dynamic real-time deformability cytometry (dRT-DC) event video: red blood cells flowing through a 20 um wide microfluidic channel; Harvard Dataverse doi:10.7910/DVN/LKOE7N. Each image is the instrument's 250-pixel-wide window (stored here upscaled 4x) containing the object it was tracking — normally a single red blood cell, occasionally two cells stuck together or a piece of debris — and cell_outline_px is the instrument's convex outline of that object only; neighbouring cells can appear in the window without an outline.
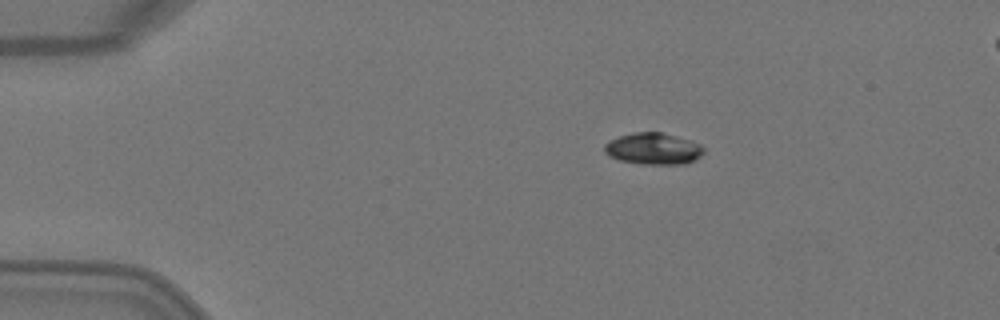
{"species": "Egyptian fruit bat (a non-hibernating species)", "species_latin": "Rousettus aegyptiacus", "temperature_condition": "warm", "stored_images_in_passage": 3, "camera_frame_rate_fps": 3000, "um_per_image_px": 0.085, "animal": {"sex": "female"}, "frame": {"image": 1, "passage_image": 1, "time_ms": 0.0, "image_size_px": [1000, 320], "cell_outline_px": [[704, 152], [700, 156], [684, 164], [640, 164], [620, 160], [608, 156], [604, 152], [604, 144], [620, 136], [632, 132], [660, 132], [676, 136], [700, 144], [704, 148]], "centroid_in_image_um": [55.51, 12.64], "position_along_channel_um": 29.5, "area_um2": 18.15}}